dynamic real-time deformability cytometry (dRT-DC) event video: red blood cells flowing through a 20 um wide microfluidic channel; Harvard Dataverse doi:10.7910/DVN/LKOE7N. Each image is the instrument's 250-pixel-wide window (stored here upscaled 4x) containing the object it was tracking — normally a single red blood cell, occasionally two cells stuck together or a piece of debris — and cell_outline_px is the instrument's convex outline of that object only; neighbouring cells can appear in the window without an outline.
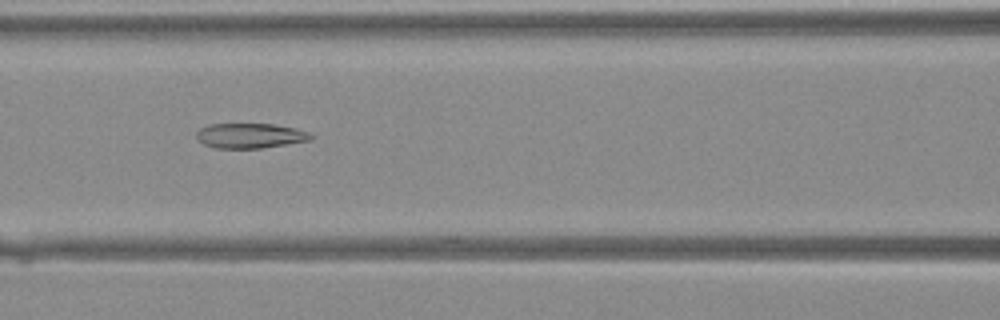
{"species": "Egyptian fruit bat (a non-hibernating species)", "species_latin": "Rousettus aegyptiacus", "temperature_condition": "warm", "stored_images_in_passage": 30, "camera_frame_rate_fps": 3000, "um_per_image_px": 0.085, "animal": {"sex": "female"}, "frame": {"image": 1, "passage_image": 7, "time_ms": 2.0, "image_size_px": [1000, 320], "cell_outline_px": [[316, 136], [312, 140], [260, 148], [216, 148], [204, 144], [196, 136], [196, 132], [200, 128], [208, 124], [276, 124], [296, 128], [312, 132]], "centroid_in_image_um": [21.33, 11.52], "position_along_channel_um": 145.3, "area_um2": 16.82}}
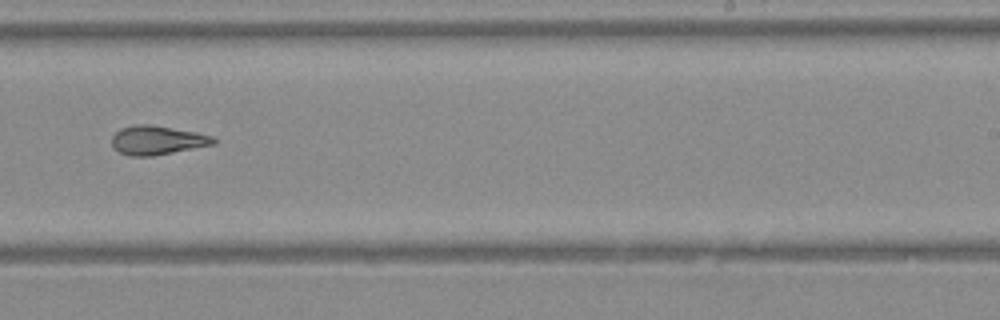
{"frame": {"image": 2, "passage_image": 15, "time_ms": 4.667, "image_size_px": [1000, 320], "cell_outline_px": [[216, 144], [152, 156], [132, 156], [120, 152], [112, 148], [112, 136], [120, 128], [136, 124], [148, 124], [196, 132], [212, 136], [216, 140]], "centroid_in_image_um": [13.35, 11.92], "position_along_channel_um": 275.7, "area_um2": 17.11}}
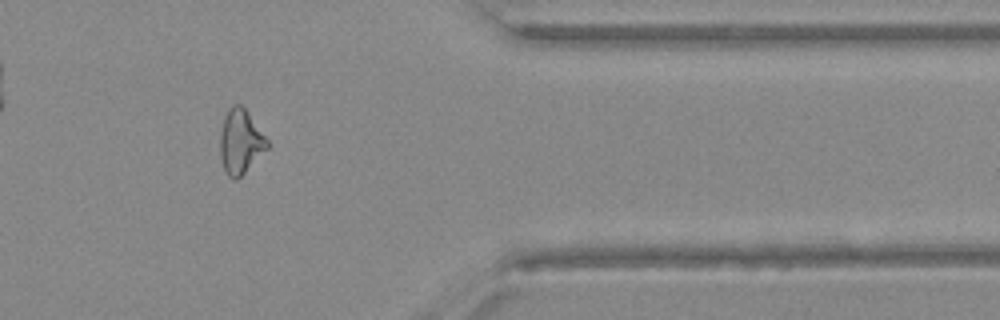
{"frame": {"image": 3, "passage_image": 23, "time_ms": 7.333, "image_size_px": [1000, 320], "cell_outline_px": [[268, 148], [236, 180], [232, 180], [228, 176], [224, 168], [220, 156], [220, 136], [224, 116], [236, 104], [240, 104], [244, 108], [268, 140]], "centroid_in_image_um": [20.43, 12.07], "position_along_channel_um": 391.0, "area_um2": 17.17}}